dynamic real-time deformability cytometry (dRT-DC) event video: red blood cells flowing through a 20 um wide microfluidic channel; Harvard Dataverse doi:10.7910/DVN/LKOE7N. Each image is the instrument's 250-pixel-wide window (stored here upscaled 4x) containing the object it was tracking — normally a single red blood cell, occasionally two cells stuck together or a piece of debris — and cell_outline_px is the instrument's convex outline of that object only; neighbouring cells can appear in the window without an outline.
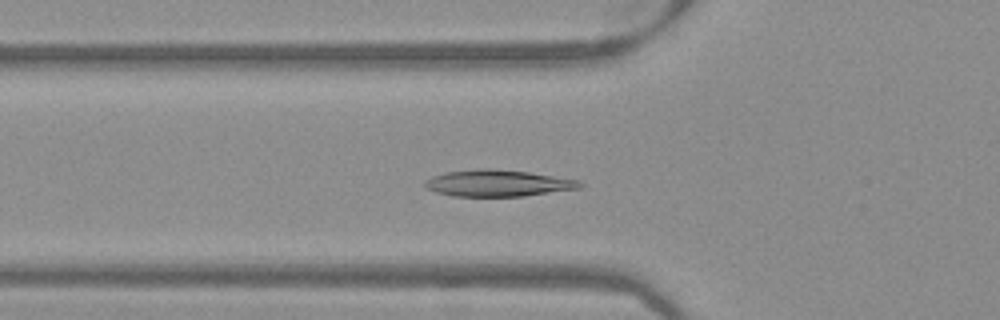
{"species": "Egyptian fruit bat (a non-hibernating species)", "species_latin": "Rousettus aegyptiacus", "temperature_condition": "warm", "stored_images_in_passage": 38, "camera_frame_rate_fps": 3000, "um_per_image_px": 0.085, "frame": {"image": 1, "passage_image": 19, "time_ms": 6.0, "image_size_px": [1000, 320], "cell_outline_px": [[584, 184], [580, 188], [524, 196], [452, 196], [436, 192], [424, 188], [424, 180], [432, 176], [444, 172], [476, 168], [492, 168], [528, 172], [580, 180]], "centroid_in_image_um": [42.27, 15.56], "position_along_channel_um": 83.5, "area_um2": 24.22}}
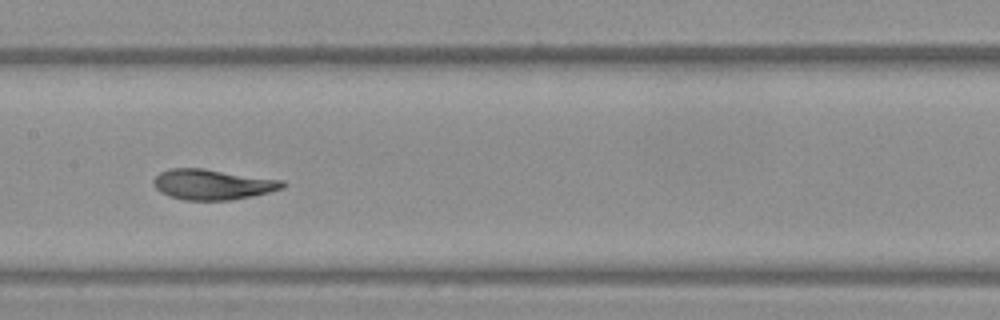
{"frame": {"image": 2, "passage_image": 27, "time_ms": 8.667, "image_size_px": [1000, 320], "cell_outline_px": [[284, 188], [252, 196], [232, 200], [184, 200], [168, 196], [160, 192], [152, 184], [152, 180], [160, 172], [168, 168], [204, 168], [284, 180]], "centroid_in_image_um": [18.04, 15.67], "position_along_channel_um": 189.4, "area_um2": 23.06}}
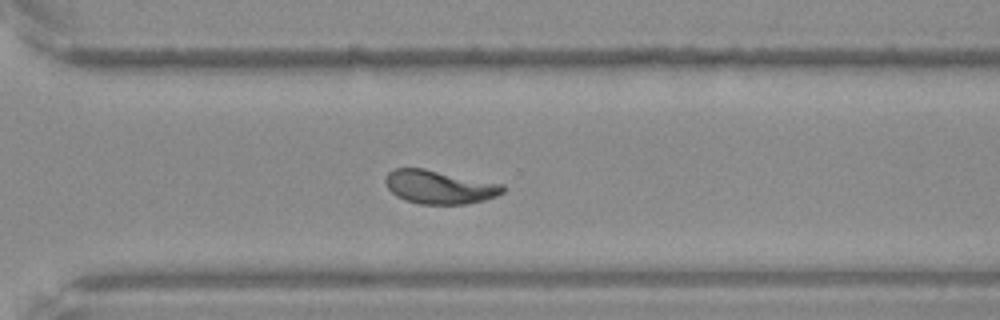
{"frame": {"image": 3, "passage_image": 38, "time_ms": 12.333, "image_size_px": [1000, 320], "cell_outline_px": [[504, 192], [496, 196], [484, 200], [464, 204], [420, 204], [404, 200], [396, 196], [388, 188], [384, 180], [388, 172], [392, 168], [424, 168], [504, 184]], "centroid_in_image_um": [37.33, 15.89], "position_along_channel_um": 333.3, "area_um2": 23.06}}